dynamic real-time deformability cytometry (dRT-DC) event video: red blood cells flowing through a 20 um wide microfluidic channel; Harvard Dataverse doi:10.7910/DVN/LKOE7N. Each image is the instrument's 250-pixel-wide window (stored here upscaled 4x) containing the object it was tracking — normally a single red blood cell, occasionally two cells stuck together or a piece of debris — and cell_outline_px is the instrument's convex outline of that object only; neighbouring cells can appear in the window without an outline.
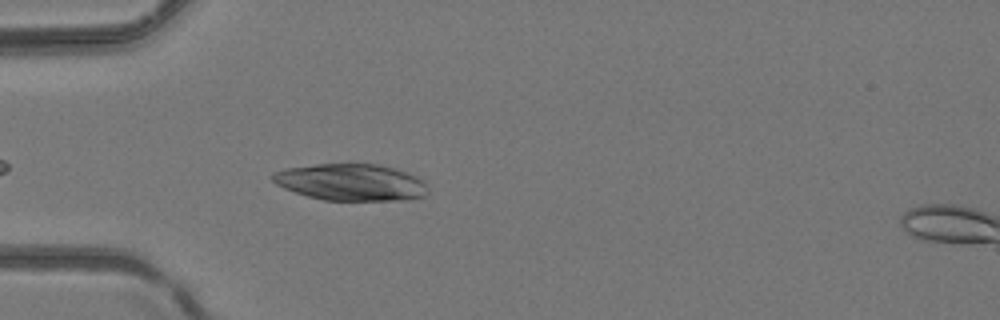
{"species": "common noctule bat (a hibernating species)", "species_latin": "Nyctalus noctula", "temperature_condition": "room temperature", "stored_images_in_passage": 4, "camera_frame_rate_fps": 3000, "um_per_image_px": 0.085, "animal": {"sex": "female", "body_mass_g": 24.6, "forearm_length_mm": 56.2}, "frame": {"image": 1, "passage_image": 3, "time_ms": 0.667, "image_size_px": [1000, 320], "cell_outline_px": [[428, 192], [424, 196], [404, 200], [324, 200], [308, 196], [284, 188], [276, 184], [268, 176], [272, 172], [284, 168], [316, 164], [380, 164], [416, 176], [424, 180]], "centroid_in_image_um": [29.79, 15.49], "position_along_channel_um": 55.2, "area_um2": 33.29}}